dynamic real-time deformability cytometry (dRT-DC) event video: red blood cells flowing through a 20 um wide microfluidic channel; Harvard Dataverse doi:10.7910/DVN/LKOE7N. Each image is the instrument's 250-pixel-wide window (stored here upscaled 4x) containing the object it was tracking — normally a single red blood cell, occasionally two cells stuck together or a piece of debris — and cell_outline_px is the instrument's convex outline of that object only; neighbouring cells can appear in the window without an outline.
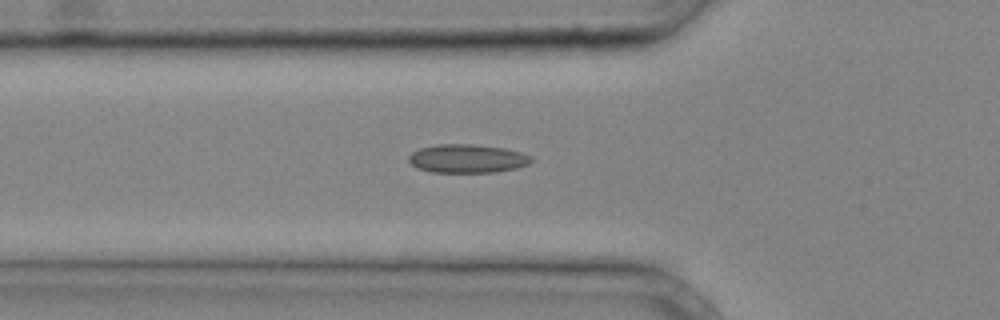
{"species": "common noctule bat (a hibernating species)", "species_latin": "Nyctalus noctula", "temperature_condition": "cold", "stored_images_in_passage": 35, "camera_frame_rate_fps": 3000, "um_per_image_px": 0.085, "animal": {"sex": "male", "body_mass_g": 20.4}, "frame": {"image": 1, "passage_image": 11, "time_ms": 3.333, "image_size_px": [1000, 320], "cell_outline_px": [[532, 160], [528, 164], [516, 168], [496, 172], [432, 172], [416, 168], [408, 160], [408, 156], [412, 152], [420, 148], [436, 144], [476, 144], [504, 148], [520, 152], [532, 156]], "centroid_in_image_um": [39.7, 13.47], "position_along_channel_um": 86.1, "area_um2": 20.46}}